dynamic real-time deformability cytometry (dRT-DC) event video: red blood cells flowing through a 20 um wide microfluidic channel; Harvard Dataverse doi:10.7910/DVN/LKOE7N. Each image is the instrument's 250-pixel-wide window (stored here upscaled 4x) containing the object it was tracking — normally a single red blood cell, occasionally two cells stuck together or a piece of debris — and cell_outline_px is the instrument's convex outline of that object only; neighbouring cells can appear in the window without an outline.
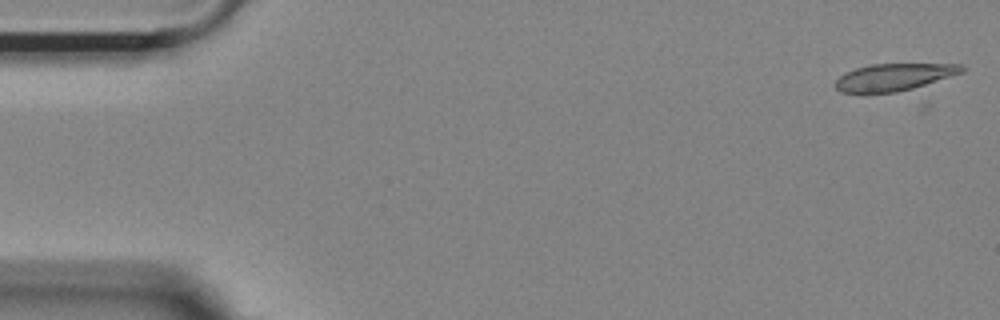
{"species": "Egyptian fruit bat (a non-hibernating species)", "species_latin": "Rousettus aegyptiacus", "temperature_condition": "room temperature", "stored_images_in_passage": 7, "camera_frame_rate_fps": 3000, "um_per_image_px": 0.085, "animal": {"sex": "female"}, "frame": {"image": 1, "passage_image": 1, "time_ms": 0.0, "image_size_px": [1000, 320], "cell_outline_px": [[964, 72], [912, 88], [896, 92], [840, 92], [832, 84], [844, 72], [856, 68], [872, 64], [960, 64], [964, 68]], "centroid_in_image_um": [75.94, 6.54], "position_along_channel_um": 9.1, "area_um2": 19.71}}